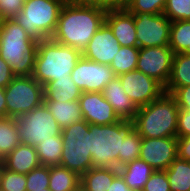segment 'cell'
<instances>
[{
  "instance_id": "1",
  "label": "cell",
  "mask_w": 190,
  "mask_h": 191,
  "mask_svg": "<svg viewBox=\"0 0 190 191\" xmlns=\"http://www.w3.org/2000/svg\"><path fill=\"white\" fill-rule=\"evenodd\" d=\"M107 9L96 5L65 2L52 39L83 51L105 22Z\"/></svg>"
},
{
  "instance_id": "2",
  "label": "cell",
  "mask_w": 190,
  "mask_h": 191,
  "mask_svg": "<svg viewBox=\"0 0 190 191\" xmlns=\"http://www.w3.org/2000/svg\"><path fill=\"white\" fill-rule=\"evenodd\" d=\"M38 41L13 19L0 21V56L15 76H32Z\"/></svg>"
},
{
  "instance_id": "3",
  "label": "cell",
  "mask_w": 190,
  "mask_h": 191,
  "mask_svg": "<svg viewBox=\"0 0 190 191\" xmlns=\"http://www.w3.org/2000/svg\"><path fill=\"white\" fill-rule=\"evenodd\" d=\"M179 107L171 93L163 92L148 105L138 108L134 129L141 137H177Z\"/></svg>"
},
{
  "instance_id": "4",
  "label": "cell",
  "mask_w": 190,
  "mask_h": 191,
  "mask_svg": "<svg viewBox=\"0 0 190 191\" xmlns=\"http://www.w3.org/2000/svg\"><path fill=\"white\" fill-rule=\"evenodd\" d=\"M81 57V50L64 46L52 38L38 41L32 77L43 86L53 80L71 78Z\"/></svg>"
},
{
  "instance_id": "5",
  "label": "cell",
  "mask_w": 190,
  "mask_h": 191,
  "mask_svg": "<svg viewBox=\"0 0 190 191\" xmlns=\"http://www.w3.org/2000/svg\"><path fill=\"white\" fill-rule=\"evenodd\" d=\"M134 129V121L120 120L108 125L89 124L92 167L118 168L124 138Z\"/></svg>"
},
{
  "instance_id": "6",
  "label": "cell",
  "mask_w": 190,
  "mask_h": 191,
  "mask_svg": "<svg viewBox=\"0 0 190 191\" xmlns=\"http://www.w3.org/2000/svg\"><path fill=\"white\" fill-rule=\"evenodd\" d=\"M65 2L62 0H24L23 8L13 20L33 39L52 38Z\"/></svg>"
},
{
  "instance_id": "7",
  "label": "cell",
  "mask_w": 190,
  "mask_h": 191,
  "mask_svg": "<svg viewBox=\"0 0 190 191\" xmlns=\"http://www.w3.org/2000/svg\"><path fill=\"white\" fill-rule=\"evenodd\" d=\"M63 150L60 165L80 177L92 168L89 124L76 121L62 129Z\"/></svg>"
},
{
  "instance_id": "8",
  "label": "cell",
  "mask_w": 190,
  "mask_h": 191,
  "mask_svg": "<svg viewBox=\"0 0 190 191\" xmlns=\"http://www.w3.org/2000/svg\"><path fill=\"white\" fill-rule=\"evenodd\" d=\"M4 91L7 117L17 119L44 102V86L32 76H15Z\"/></svg>"
},
{
  "instance_id": "9",
  "label": "cell",
  "mask_w": 190,
  "mask_h": 191,
  "mask_svg": "<svg viewBox=\"0 0 190 191\" xmlns=\"http://www.w3.org/2000/svg\"><path fill=\"white\" fill-rule=\"evenodd\" d=\"M20 142L36 147L51 136H61L62 127L43 102L32 111L17 118Z\"/></svg>"
},
{
  "instance_id": "10",
  "label": "cell",
  "mask_w": 190,
  "mask_h": 191,
  "mask_svg": "<svg viewBox=\"0 0 190 191\" xmlns=\"http://www.w3.org/2000/svg\"><path fill=\"white\" fill-rule=\"evenodd\" d=\"M137 47L169 46L172 22L163 14L134 15Z\"/></svg>"
},
{
  "instance_id": "11",
  "label": "cell",
  "mask_w": 190,
  "mask_h": 191,
  "mask_svg": "<svg viewBox=\"0 0 190 191\" xmlns=\"http://www.w3.org/2000/svg\"><path fill=\"white\" fill-rule=\"evenodd\" d=\"M173 56L174 52L169 46L139 48L136 69L165 88L171 76Z\"/></svg>"
},
{
  "instance_id": "12",
  "label": "cell",
  "mask_w": 190,
  "mask_h": 191,
  "mask_svg": "<svg viewBox=\"0 0 190 191\" xmlns=\"http://www.w3.org/2000/svg\"><path fill=\"white\" fill-rule=\"evenodd\" d=\"M109 65L93 62L82 56L71 72V78L82 92H103L115 78Z\"/></svg>"
},
{
  "instance_id": "13",
  "label": "cell",
  "mask_w": 190,
  "mask_h": 191,
  "mask_svg": "<svg viewBox=\"0 0 190 191\" xmlns=\"http://www.w3.org/2000/svg\"><path fill=\"white\" fill-rule=\"evenodd\" d=\"M118 77L126 95L137 108L148 105L164 92V87L158 81L137 69Z\"/></svg>"
},
{
  "instance_id": "14",
  "label": "cell",
  "mask_w": 190,
  "mask_h": 191,
  "mask_svg": "<svg viewBox=\"0 0 190 191\" xmlns=\"http://www.w3.org/2000/svg\"><path fill=\"white\" fill-rule=\"evenodd\" d=\"M177 157V137H142L139 158L153 169L167 170Z\"/></svg>"
},
{
  "instance_id": "15",
  "label": "cell",
  "mask_w": 190,
  "mask_h": 191,
  "mask_svg": "<svg viewBox=\"0 0 190 191\" xmlns=\"http://www.w3.org/2000/svg\"><path fill=\"white\" fill-rule=\"evenodd\" d=\"M79 104L83 120L88 124L108 125L120 121L102 92H82Z\"/></svg>"
},
{
  "instance_id": "16",
  "label": "cell",
  "mask_w": 190,
  "mask_h": 191,
  "mask_svg": "<svg viewBox=\"0 0 190 191\" xmlns=\"http://www.w3.org/2000/svg\"><path fill=\"white\" fill-rule=\"evenodd\" d=\"M120 47L113 31L104 22L82 51V56L93 62L110 65Z\"/></svg>"
},
{
  "instance_id": "17",
  "label": "cell",
  "mask_w": 190,
  "mask_h": 191,
  "mask_svg": "<svg viewBox=\"0 0 190 191\" xmlns=\"http://www.w3.org/2000/svg\"><path fill=\"white\" fill-rule=\"evenodd\" d=\"M105 22L121 46L137 47L134 14L130 13L124 6L107 9Z\"/></svg>"
},
{
  "instance_id": "18",
  "label": "cell",
  "mask_w": 190,
  "mask_h": 191,
  "mask_svg": "<svg viewBox=\"0 0 190 191\" xmlns=\"http://www.w3.org/2000/svg\"><path fill=\"white\" fill-rule=\"evenodd\" d=\"M104 98L112 105L115 113L120 120L133 121L138 108L126 95L121 80L115 76L103 90Z\"/></svg>"
},
{
  "instance_id": "19",
  "label": "cell",
  "mask_w": 190,
  "mask_h": 191,
  "mask_svg": "<svg viewBox=\"0 0 190 191\" xmlns=\"http://www.w3.org/2000/svg\"><path fill=\"white\" fill-rule=\"evenodd\" d=\"M3 167L15 173L28 174L41 163L35 147L20 143L3 160Z\"/></svg>"
},
{
  "instance_id": "20",
  "label": "cell",
  "mask_w": 190,
  "mask_h": 191,
  "mask_svg": "<svg viewBox=\"0 0 190 191\" xmlns=\"http://www.w3.org/2000/svg\"><path fill=\"white\" fill-rule=\"evenodd\" d=\"M125 183L132 191H142L144 185L155 171L142 159H136L118 168Z\"/></svg>"
},
{
  "instance_id": "21",
  "label": "cell",
  "mask_w": 190,
  "mask_h": 191,
  "mask_svg": "<svg viewBox=\"0 0 190 191\" xmlns=\"http://www.w3.org/2000/svg\"><path fill=\"white\" fill-rule=\"evenodd\" d=\"M81 94L72 78L53 80L44 86V101H77Z\"/></svg>"
},
{
  "instance_id": "22",
  "label": "cell",
  "mask_w": 190,
  "mask_h": 191,
  "mask_svg": "<svg viewBox=\"0 0 190 191\" xmlns=\"http://www.w3.org/2000/svg\"><path fill=\"white\" fill-rule=\"evenodd\" d=\"M118 168L92 167L81 176L80 186L84 191H108Z\"/></svg>"
},
{
  "instance_id": "23",
  "label": "cell",
  "mask_w": 190,
  "mask_h": 191,
  "mask_svg": "<svg viewBox=\"0 0 190 191\" xmlns=\"http://www.w3.org/2000/svg\"><path fill=\"white\" fill-rule=\"evenodd\" d=\"M56 122L62 129L76 121L83 120L79 100L77 101H44Z\"/></svg>"
},
{
  "instance_id": "24",
  "label": "cell",
  "mask_w": 190,
  "mask_h": 191,
  "mask_svg": "<svg viewBox=\"0 0 190 191\" xmlns=\"http://www.w3.org/2000/svg\"><path fill=\"white\" fill-rule=\"evenodd\" d=\"M188 85H190V55L174 54L171 76L164 91L172 93L177 87Z\"/></svg>"
},
{
  "instance_id": "25",
  "label": "cell",
  "mask_w": 190,
  "mask_h": 191,
  "mask_svg": "<svg viewBox=\"0 0 190 191\" xmlns=\"http://www.w3.org/2000/svg\"><path fill=\"white\" fill-rule=\"evenodd\" d=\"M49 189L51 191H76L81 177L61 165L49 167Z\"/></svg>"
},
{
  "instance_id": "26",
  "label": "cell",
  "mask_w": 190,
  "mask_h": 191,
  "mask_svg": "<svg viewBox=\"0 0 190 191\" xmlns=\"http://www.w3.org/2000/svg\"><path fill=\"white\" fill-rule=\"evenodd\" d=\"M20 143L17 119L0 118V158L3 160Z\"/></svg>"
},
{
  "instance_id": "27",
  "label": "cell",
  "mask_w": 190,
  "mask_h": 191,
  "mask_svg": "<svg viewBox=\"0 0 190 191\" xmlns=\"http://www.w3.org/2000/svg\"><path fill=\"white\" fill-rule=\"evenodd\" d=\"M165 171L171 191H190V161L177 157Z\"/></svg>"
},
{
  "instance_id": "28",
  "label": "cell",
  "mask_w": 190,
  "mask_h": 191,
  "mask_svg": "<svg viewBox=\"0 0 190 191\" xmlns=\"http://www.w3.org/2000/svg\"><path fill=\"white\" fill-rule=\"evenodd\" d=\"M35 149L41 165L49 167L60 165L63 150L62 136H51L50 139L42 140Z\"/></svg>"
},
{
  "instance_id": "29",
  "label": "cell",
  "mask_w": 190,
  "mask_h": 191,
  "mask_svg": "<svg viewBox=\"0 0 190 191\" xmlns=\"http://www.w3.org/2000/svg\"><path fill=\"white\" fill-rule=\"evenodd\" d=\"M169 47L174 54L184 53L190 55V20L172 22Z\"/></svg>"
},
{
  "instance_id": "30",
  "label": "cell",
  "mask_w": 190,
  "mask_h": 191,
  "mask_svg": "<svg viewBox=\"0 0 190 191\" xmlns=\"http://www.w3.org/2000/svg\"><path fill=\"white\" fill-rule=\"evenodd\" d=\"M139 56L138 47L121 46L109 65L116 76L136 70Z\"/></svg>"
},
{
  "instance_id": "31",
  "label": "cell",
  "mask_w": 190,
  "mask_h": 191,
  "mask_svg": "<svg viewBox=\"0 0 190 191\" xmlns=\"http://www.w3.org/2000/svg\"><path fill=\"white\" fill-rule=\"evenodd\" d=\"M142 137L133 129L123 141L122 154H118V168L139 159Z\"/></svg>"
},
{
  "instance_id": "32",
  "label": "cell",
  "mask_w": 190,
  "mask_h": 191,
  "mask_svg": "<svg viewBox=\"0 0 190 191\" xmlns=\"http://www.w3.org/2000/svg\"><path fill=\"white\" fill-rule=\"evenodd\" d=\"M167 0H124L123 6L132 14L163 13Z\"/></svg>"
},
{
  "instance_id": "33",
  "label": "cell",
  "mask_w": 190,
  "mask_h": 191,
  "mask_svg": "<svg viewBox=\"0 0 190 191\" xmlns=\"http://www.w3.org/2000/svg\"><path fill=\"white\" fill-rule=\"evenodd\" d=\"M163 14L171 22L190 20V0H167Z\"/></svg>"
},
{
  "instance_id": "34",
  "label": "cell",
  "mask_w": 190,
  "mask_h": 191,
  "mask_svg": "<svg viewBox=\"0 0 190 191\" xmlns=\"http://www.w3.org/2000/svg\"><path fill=\"white\" fill-rule=\"evenodd\" d=\"M26 190L40 191L49 188V166L40 165L26 174Z\"/></svg>"
},
{
  "instance_id": "35",
  "label": "cell",
  "mask_w": 190,
  "mask_h": 191,
  "mask_svg": "<svg viewBox=\"0 0 190 191\" xmlns=\"http://www.w3.org/2000/svg\"><path fill=\"white\" fill-rule=\"evenodd\" d=\"M26 174L15 173L2 166L0 188L4 191H27Z\"/></svg>"
},
{
  "instance_id": "36",
  "label": "cell",
  "mask_w": 190,
  "mask_h": 191,
  "mask_svg": "<svg viewBox=\"0 0 190 191\" xmlns=\"http://www.w3.org/2000/svg\"><path fill=\"white\" fill-rule=\"evenodd\" d=\"M142 191H171L165 170H155Z\"/></svg>"
},
{
  "instance_id": "37",
  "label": "cell",
  "mask_w": 190,
  "mask_h": 191,
  "mask_svg": "<svg viewBox=\"0 0 190 191\" xmlns=\"http://www.w3.org/2000/svg\"><path fill=\"white\" fill-rule=\"evenodd\" d=\"M24 0H0V21L13 19L23 8Z\"/></svg>"
},
{
  "instance_id": "38",
  "label": "cell",
  "mask_w": 190,
  "mask_h": 191,
  "mask_svg": "<svg viewBox=\"0 0 190 191\" xmlns=\"http://www.w3.org/2000/svg\"><path fill=\"white\" fill-rule=\"evenodd\" d=\"M190 136V110L179 109L177 137Z\"/></svg>"
},
{
  "instance_id": "39",
  "label": "cell",
  "mask_w": 190,
  "mask_h": 191,
  "mask_svg": "<svg viewBox=\"0 0 190 191\" xmlns=\"http://www.w3.org/2000/svg\"><path fill=\"white\" fill-rule=\"evenodd\" d=\"M179 109L190 110V85L177 87L172 93Z\"/></svg>"
},
{
  "instance_id": "40",
  "label": "cell",
  "mask_w": 190,
  "mask_h": 191,
  "mask_svg": "<svg viewBox=\"0 0 190 191\" xmlns=\"http://www.w3.org/2000/svg\"><path fill=\"white\" fill-rule=\"evenodd\" d=\"M81 5H96L106 9L123 6L124 0H70Z\"/></svg>"
},
{
  "instance_id": "41",
  "label": "cell",
  "mask_w": 190,
  "mask_h": 191,
  "mask_svg": "<svg viewBox=\"0 0 190 191\" xmlns=\"http://www.w3.org/2000/svg\"><path fill=\"white\" fill-rule=\"evenodd\" d=\"M178 158L190 161V136L177 137Z\"/></svg>"
},
{
  "instance_id": "42",
  "label": "cell",
  "mask_w": 190,
  "mask_h": 191,
  "mask_svg": "<svg viewBox=\"0 0 190 191\" xmlns=\"http://www.w3.org/2000/svg\"><path fill=\"white\" fill-rule=\"evenodd\" d=\"M14 77L10 65L0 56V87L5 88Z\"/></svg>"
},
{
  "instance_id": "43",
  "label": "cell",
  "mask_w": 190,
  "mask_h": 191,
  "mask_svg": "<svg viewBox=\"0 0 190 191\" xmlns=\"http://www.w3.org/2000/svg\"><path fill=\"white\" fill-rule=\"evenodd\" d=\"M108 191H132L129 186L125 183L124 179L122 178L121 174L118 173L112 183Z\"/></svg>"
},
{
  "instance_id": "44",
  "label": "cell",
  "mask_w": 190,
  "mask_h": 191,
  "mask_svg": "<svg viewBox=\"0 0 190 191\" xmlns=\"http://www.w3.org/2000/svg\"><path fill=\"white\" fill-rule=\"evenodd\" d=\"M5 117H7L5 91L4 88L0 87V118H5Z\"/></svg>"
},
{
  "instance_id": "45",
  "label": "cell",
  "mask_w": 190,
  "mask_h": 191,
  "mask_svg": "<svg viewBox=\"0 0 190 191\" xmlns=\"http://www.w3.org/2000/svg\"><path fill=\"white\" fill-rule=\"evenodd\" d=\"M2 166H3V164L1 163V164H0V181H1Z\"/></svg>"
},
{
  "instance_id": "46",
  "label": "cell",
  "mask_w": 190,
  "mask_h": 191,
  "mask_svg": "<svg viewBox=\"0 0 190 191\" xmlns=\"http://www.w3.org/2000/svg\"><path fill=\"white\" fill-rule=\"evenodd\" d=\"M40 191H51V190L49 188H44V189H42Z\"/></svg>"
},
{
  "instance_id": "47",
  "label": "cell",
  "mask_w": 190,
  "mask_h": 191,
  "mask_svg": "<svg viewBox=\"0 0 190 191\" xmlns=\"http://www.w3.org/2000/svg\"><path fill=\"white\" fill-rule=\"evenodd\" d=\"M76 191H84L81 186Z\"/></svg>"
}]
</instances>
